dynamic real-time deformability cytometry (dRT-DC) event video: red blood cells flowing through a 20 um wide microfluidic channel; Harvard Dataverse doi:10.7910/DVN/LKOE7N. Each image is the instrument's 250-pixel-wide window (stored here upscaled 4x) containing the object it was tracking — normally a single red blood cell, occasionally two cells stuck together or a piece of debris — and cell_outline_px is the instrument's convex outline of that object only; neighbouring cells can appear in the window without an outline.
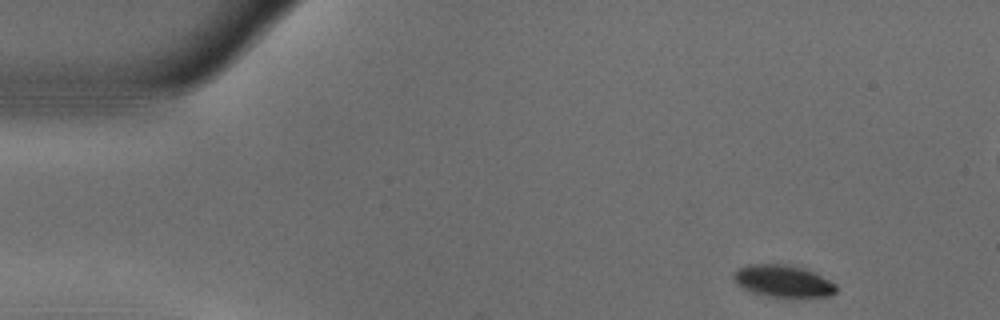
{"species": "common noctule bat (a hibernating species)", "species_latin": "Nyctalus noctula", "temperature_condition": "warm", "stored_images_in_passage": 50, "camera_frame_rate_fps": 3000, "um_per_image_px": 0.085, "animal": {"sex": "male", "body_mass_g": 18.8}, "frame": {"image": 1, "passage_image": 1, "time_ms": 0.0, "image_size_px": [1000, 320], "cell_outline_px": [[836, 292], [832, 296], [772, 296], [752, 292], [736, 284], [732, 276], [740, 268], [748, 264], [784, 264], [804, 268], [836, 284]], "centroid_in_image_um": [66.55, 23.88], "position_along_channel_um": 18.5, "area_um2": 18.67}}
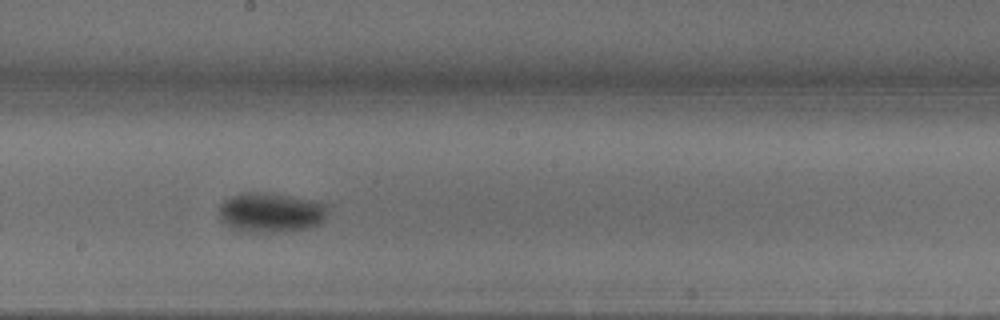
{"frame": {"image": 2, "passage_image": 25, "time_ms": 8.0, "image_size_px": [1000, 320], "cell_outline_px": [[328, 212], [324, 220], [308, 228], [288, 232], [260, 232], [232, 228], [224, 224], [220, 220], [216, 212], [220, 204], [224, 200], [232, 196], [244, 192], [264, 192], [312, 200], [324, 204], [328, 208]], "centroid_in_image_um": [22.98, 18.06], "position_along_channel_um": 225.2, "area_um2": 25.26}}
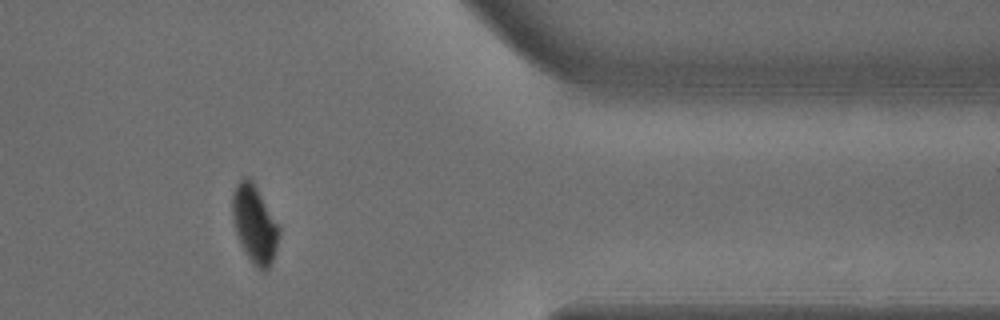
{"frame": {"image": 3, "passage_image": 40, "time_ms": 13.0, "image_size_px": [1000, 320], "cell_outline_px": [[280, 236], [272, 260], [268, 268], [264, 272], [260, 272], [256, 268], [244, 252], [240, 244], [236, 232], [232, 216], [232, 192], [236, 184], [244, 176], [248, 176], [252, 180], [280, 228]], "centroid_in_image_um": [21.62, 19.06], "position_along_channel_um": 389.8, "area_um2": 21.15}, "authors_computed_cell_mechanics": {"area_um2": 22.6865, "velocity_mm_per_s": 3.7078, "shape_relaxation_time_tau1_ms": 4.3839, "shape_relaxation_time_tau2_ms": null, "deformation_change_tau1": 0.1755, "deformation_change_tau2": null}}